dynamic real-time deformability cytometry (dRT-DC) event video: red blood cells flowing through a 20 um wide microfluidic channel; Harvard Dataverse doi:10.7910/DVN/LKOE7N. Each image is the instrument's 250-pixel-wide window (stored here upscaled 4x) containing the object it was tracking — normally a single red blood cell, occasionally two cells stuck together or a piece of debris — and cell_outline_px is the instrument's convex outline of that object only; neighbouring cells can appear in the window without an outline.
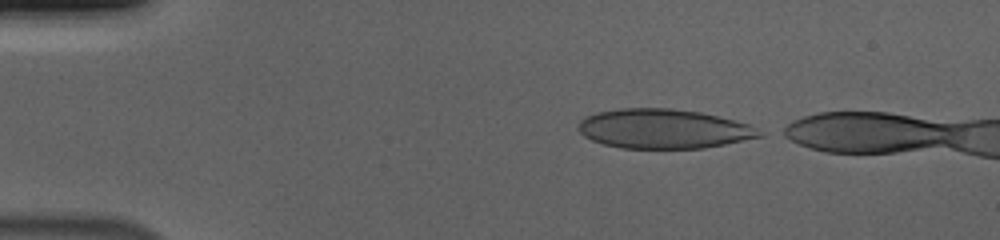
{"species": "human", "species_latin": "Homo sapiens", "temperature_condition": "cold", "stored_images_in_passage": 9, "camera_frame_rate_fps": 3000, "um_per_image_px": 0.085, "donor": {"sex": "male"}, "frame": {"image": 1, "passage_image": 1, "time_ms": 0.0, "image_size_px": [1000, 240], "cell_outline_px": [[764, 136], [704, 148], [620, 148], [604, 144], [592, 140], [584, 136], [576, 128], [580, 120], [596, 112], [620, 108], [672, 108], [700, 112], [748, 124], [760, 132]], "centroid_in_image_um": [56.34, 10.95], "position_along_channel_um": 28.7, "area_um2": 41.38}}